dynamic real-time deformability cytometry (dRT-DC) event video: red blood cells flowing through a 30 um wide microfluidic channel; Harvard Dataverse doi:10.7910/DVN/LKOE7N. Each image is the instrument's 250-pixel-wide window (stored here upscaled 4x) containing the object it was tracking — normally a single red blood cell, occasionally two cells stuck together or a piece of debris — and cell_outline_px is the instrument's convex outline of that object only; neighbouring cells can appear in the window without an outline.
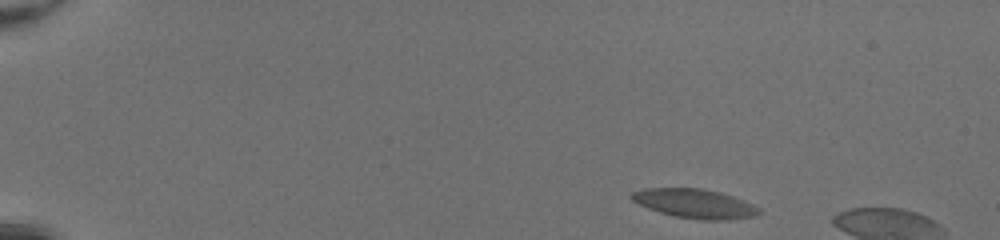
{"species": "common noctule bat (a hibernating species)", "species_latin": "Nyctalus noctula", "temperature_condition": "room temperature", "stored_images_in_passage": 7, "camera_frame_rate_fps": 3000, "um_per_image_px": 0.085, "animal": {"sex": "female", "body_mass_g": 20.0, "forearm_length_mm": 54.0}, "frame": {"image": 1, "passage_image": 1, "time_ms": 0.0, "image_size_px": [1000, 240], "cell_outline_px": [[760, 212], [756, 216], [728, 220], [700, 220], [676, 216], [660, 212], [648, 208], [632, 200], [628, 196], [632, 192], [644, 188], [700, 188], [720, 192], [744, 200], [760, 208]], "centroid_in_image_um": [59.06, 17.3], "position_along_channel_um": 25.9, "area_um2": 21.68}}